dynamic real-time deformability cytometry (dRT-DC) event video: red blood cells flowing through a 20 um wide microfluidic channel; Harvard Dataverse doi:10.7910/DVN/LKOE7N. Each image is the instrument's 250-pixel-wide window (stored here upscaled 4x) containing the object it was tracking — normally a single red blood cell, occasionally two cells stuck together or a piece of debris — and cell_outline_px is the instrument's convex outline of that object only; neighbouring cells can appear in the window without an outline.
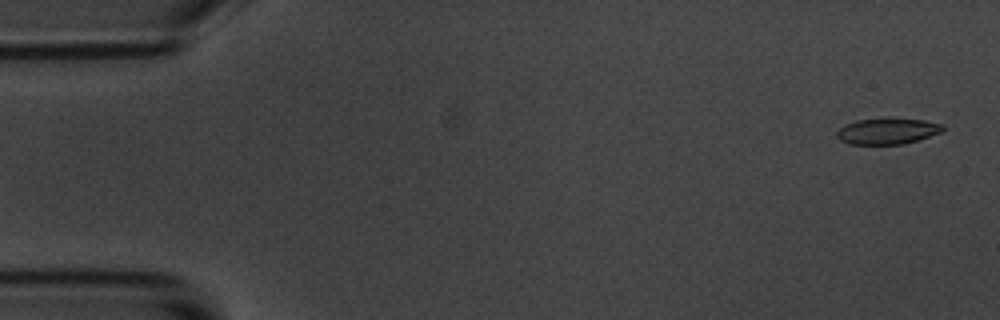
{"species": "common noctule bat (a hibernating species)", "species_latin": "Nyctalus noctula", "temperature_condition": "room temperature", "stored_images_in_passage": 6, "camera_frame_rate_fps": 3000, "um_per_image_px": 0.085, "animal": {"sex": "male", "body_mass_g": 20.1, "forearm_length_mm": 53.5}, "frame": {"image": 1, "passage_image": 1, "time_ms": 0.0, "image_size_px": [1000, 320], "cell_outline_px": [[944, 128], [940, 132], [904, 144], [848, 144], [840, 140], [836, 136], [836, 132], [844, 124], [856, 120], [884, 116], [892, 116], [924, 120], [944, 124]], "centroid_in_image_um": [75.4, 11.1], "position_along_channel_um": 9.6, "area_um2": 16.65}}
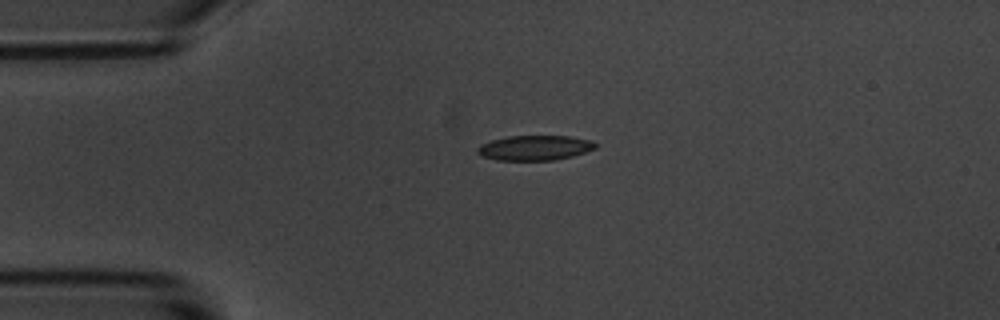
{"frame": {"image": 2, "passage_image": 4, "time_ms": 3.667, "image_size_px": [1000, 320], "cell_outline_px": [[596, 148], [572, 156], [556, 160], [496, 160], [480, 156], [476, 152], [476, 148], [480, 144], [492, 140], [508, 136], [568, 136], [592, 140], [596, 144]], "centroid_in_image_um": [45.42, 12.57], "position_along_channel_um": 39.6, "area_um2": 17.22}}
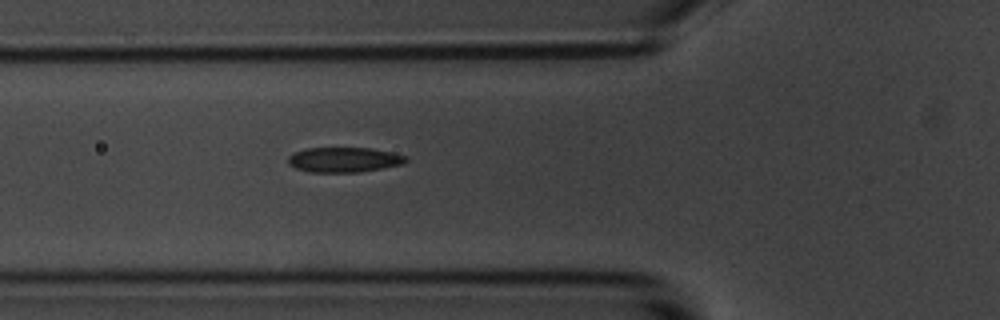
{"frame": {"image": 3, "passage_image": 6, "time_ms": 6.0, "image_size_px": [1000, 320], "cell_outline_px": [[408, 160], [400, 164], [360, 172], [308, 172], [296, 168], [288, 164], [288, 156], [292, 152], [304, 148], [372, 148], [408, 156]], "centroid_in_image_um": [29.18, 13.57], "position_along_channel_um": 96.6, "area_um2": 17.17}}